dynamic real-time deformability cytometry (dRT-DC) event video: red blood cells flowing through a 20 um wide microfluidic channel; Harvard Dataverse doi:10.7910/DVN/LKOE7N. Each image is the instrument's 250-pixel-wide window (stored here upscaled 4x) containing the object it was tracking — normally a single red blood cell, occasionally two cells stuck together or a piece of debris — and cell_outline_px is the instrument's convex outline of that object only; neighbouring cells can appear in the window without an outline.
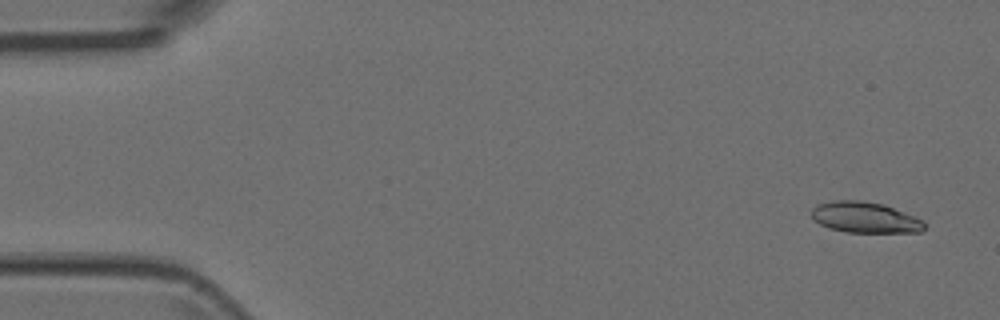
{"species": "Egyptian fruit bat (a non-hibernating species)", "species_latin": "Rousettus aegyptiacus", "temperature_condition": "room temperature", "stored_images_in_passage": 9, "camera_frame_rate_fps": 3000, "um_per_image_px": 0.085, "animal": {"sex": "female"}, "frame": {"image": 1, "passage_image": 1, "time_ms": 0.0, "image_size_px": [1000, 320], "cell_outline_px": [[924, 228], [920, 232], [844, 232], [828, 228], [812, 220], [812, 208], [816, 204], [832, 200], [860, 200], [884, 204], [916, 216], [924, 220]], "centroid_in_image_um": [73.5, 18.47], "position_along_channel_um": 11.5, "area_um2": 20.58}}
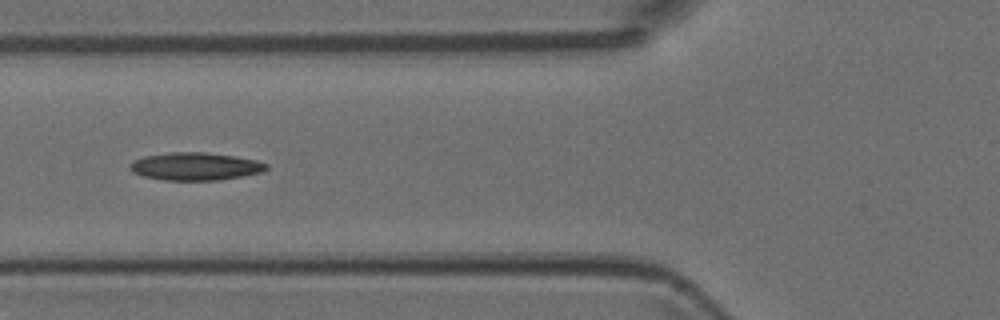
{"frame": {"image": 2, "passage_image": 6, "time_ms": 1.667, "image_size_px": [1000, 320], "cell_outline_px": [[268, 168], [264, 172], [244, 176], [220, 180], [164, 180], [140, 176], [132, 172], [128, 168], [128, 164], [132, 160], [144, 156], [172, 152], [204, 152], [232, 156], [256, 160], [268, 164]], "centroid_in_image_um": [16.57, 14.15], "position_along_channel_um": 109.2, "area_um2": 22.31}}
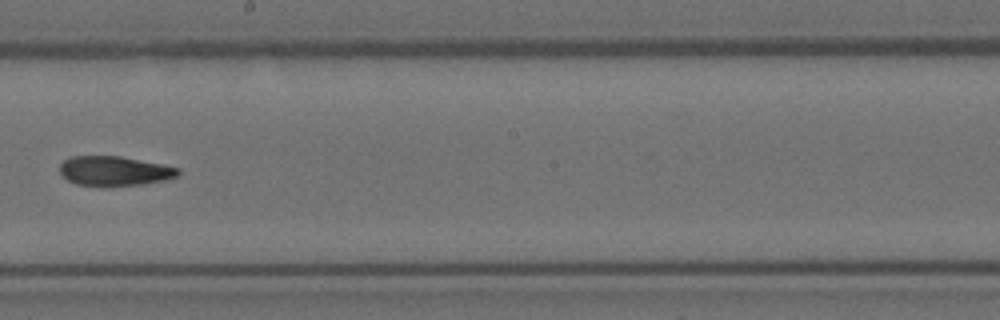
{"frame": {"image": 3, "passage_image": 9, "time_ms": 2.667, "image_size_px": [1000, 320], "cell_outline_px": [[180, 172], [176, 176], [164, 180], [144, 184], [104, 188], [76, 184], [68, 180], [60, 172], [60, 164], [64, 160], [72, 156], [120, 156], [180, 168]], "centroid_in_image_um": [9.7, 14.56], "position_along_channel_um": 238.5, "area_um2": 20.69}}